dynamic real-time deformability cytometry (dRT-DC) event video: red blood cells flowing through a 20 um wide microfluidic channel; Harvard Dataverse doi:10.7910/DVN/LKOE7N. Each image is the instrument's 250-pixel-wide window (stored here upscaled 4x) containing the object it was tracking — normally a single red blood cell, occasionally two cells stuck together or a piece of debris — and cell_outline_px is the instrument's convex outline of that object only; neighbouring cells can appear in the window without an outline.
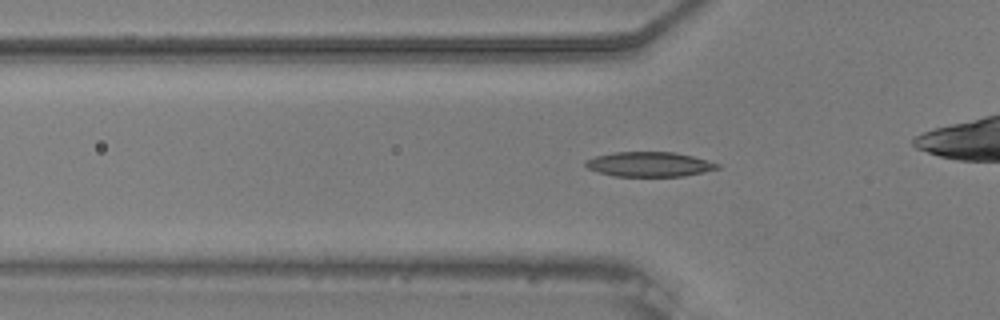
{"species": "common noctule bat (a hibernating species)", "species_latin": "Nyctalus noctula", "temperature_condition": "warm", "stored_images_in_passage": 45, "camera_frame_rate_fps": 3000, "um_per_image_px": 0.085, "animal": {"sex": "male", "body_mass_g": 20.5, "forearm_length_mm": 52.5}, "frame": {"image": 1, "passage_image": 18, "time_ms": 5.667, "image_size_px": [1000, 320], "cell_outline_px": [[720, 168], [704, 172], [684, 176], [612, 176], [588, 168], [584, 164], [584, 160], [596, 156], [612, 152], [676, 152], [692, 156], [720, 164]], "centroid_in_image_um": [55.19, 13.96], "position_along_channel_um": 70.6, "area_um2": 19.02}}
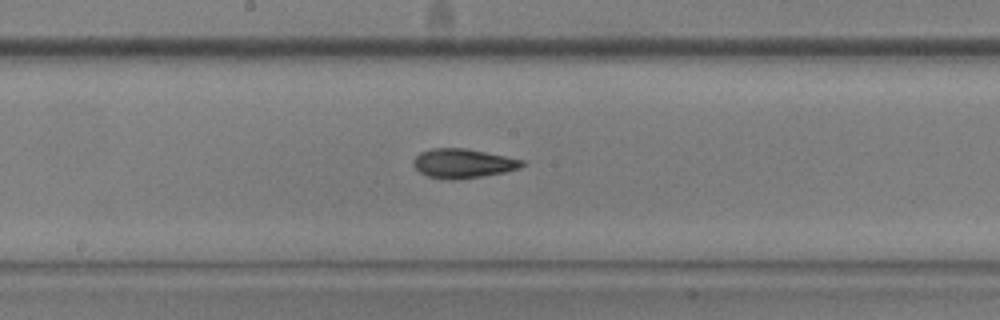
{"frame": {"image": 2, "passage_image": 29, "time_ms": 9.333, "image_size_px": [1000, 320], "cell_outline_px": [[528, 164], [520, 168], [504, 172], [484, 176], [456, 180], [452, 180], [428, 176], [420, 172], [412, 164], [412, 160], [420, 152], [432, 148], [464, 148], [524, 160]], "centroid_in_image_um": [39.36, 13.89], "position_along_channel_um": 208.8, "area_um2": 18.55}}
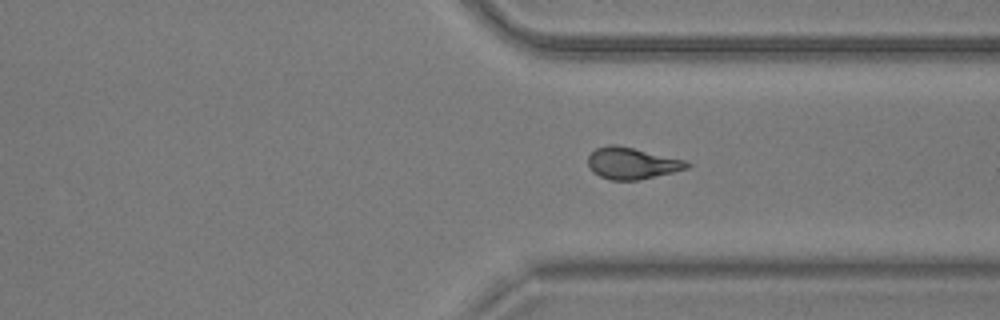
{"frame": {"image": 3, "passage_image": 41, "time_ms": 13.333, "image_size_px": [1000, 320], "cell_outline_px": [[692, 164], [688, 168], [672, 172], [636, 180], [608, 180], [592, 172], [588, 164], [588, 156], [596, 148], [608, 144], [616, 144], [684, 160]], "centroid_in_image_um": [53.67, 13.87], "position_along_channel_um": 357.7, "area_um2": 18.03}}